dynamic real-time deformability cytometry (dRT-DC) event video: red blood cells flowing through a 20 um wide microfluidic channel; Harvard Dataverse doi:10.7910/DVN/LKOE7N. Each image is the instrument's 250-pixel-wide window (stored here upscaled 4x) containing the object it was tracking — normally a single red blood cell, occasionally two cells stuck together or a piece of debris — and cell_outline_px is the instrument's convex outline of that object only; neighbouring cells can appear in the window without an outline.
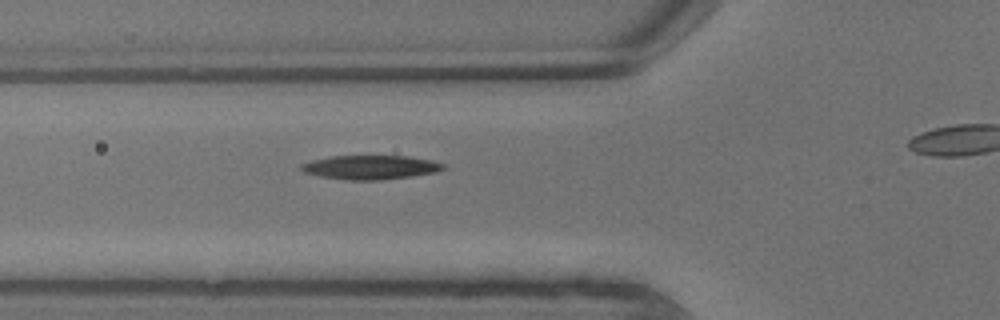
{"species": "common noctule bat (a hibernating species)", "species_latin": "Nyctalus noctula", "temperature_condition": "warm", "stored_images_in_passage": 3, "segment_of_instrument_passage": [1, 2], "camera_frame_rate_fps": 3000, "um_per_image_px": 0.085, "animal": {"sex": "male", "body_mass_g": 13.3}, "frame": {"image": 1, "passage_image": 2, "time_ms": 0.333, "image_size_px": [1000, 320], "cell_outline_px": [[448, 168], [436, 172], [412, 176], [380, 180], [344, 180], [320, 176], [304, 172], [300, 168], [300, 164], [312, 160], [332, 156], [408, 156], [432, 160], [448, 164]], "centroid_in_image_um": [31.55, 14.22], "position_along_channel_um": 94.3, "area_um2": 20.11}}